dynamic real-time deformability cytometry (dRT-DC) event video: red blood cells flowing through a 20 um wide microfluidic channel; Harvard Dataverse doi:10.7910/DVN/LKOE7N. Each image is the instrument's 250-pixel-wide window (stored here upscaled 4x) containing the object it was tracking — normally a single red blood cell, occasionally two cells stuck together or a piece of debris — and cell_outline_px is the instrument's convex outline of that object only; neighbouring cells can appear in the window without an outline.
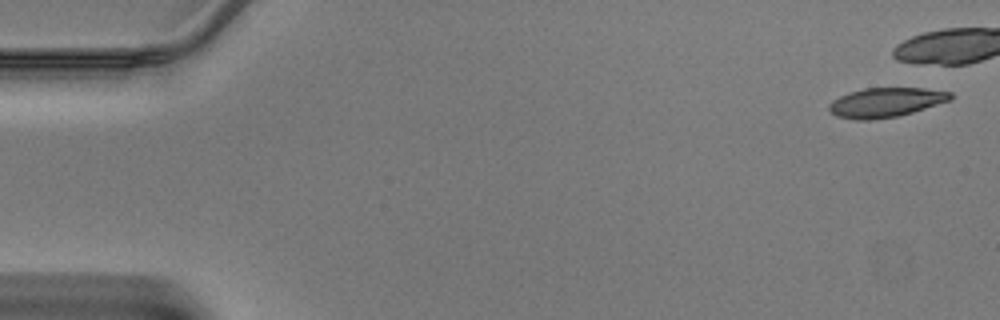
{"species": "Egyptian fruit bat (a non-hibernating species)", "species_latin": "Rousettus aegyptiacus", "temperature_condition": "warm", "stored_images_in_passage": 7, "camera_frame_rate_fps": 3000, "um_per_image_px": 0.085, "animal": {"sex": "male"}, "frame": {"image": 1, "passage_image": 1, "time_ms": 0.0, "image_size_px": [1000, 320], "cell_outline_px": [[952, 100], [912, 112], [896, 116], [868, 120], [856, 120], [836, 116], [828, 108], [828, 104], [832, 100], [848, 92], [864, 88], [924, 88], [952, 92]], "centroid_in_image_um": [75.28, 8.7], "position_along_channel_um": 9.7, "area_um2": 20.81}}